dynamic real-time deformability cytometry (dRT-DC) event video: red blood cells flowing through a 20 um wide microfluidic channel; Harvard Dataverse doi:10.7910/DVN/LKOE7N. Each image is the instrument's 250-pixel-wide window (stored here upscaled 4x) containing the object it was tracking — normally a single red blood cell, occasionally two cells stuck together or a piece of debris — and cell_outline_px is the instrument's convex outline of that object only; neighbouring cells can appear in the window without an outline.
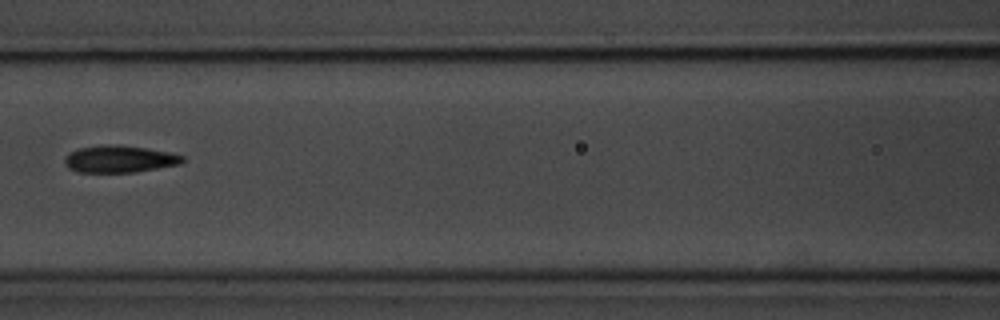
{"species": "common noctule bat (a hibernating species)", "species_latin": "Nyctalus noctula", "temperature_condition": "room temperature", "stored_images_in_passage": 7, "camera_frame_rate_fps": 3000, "um_per_image_px": 0.085, "animal": {"sex": "male", "body_mass_g": 20.1, "forearm_length_mm": 53.5}, "frame": {"image": 1, "passage_image": 7, "time_ms": 7.0, "image_size_px": [1000, 320], "cell_outline_px": [[184, 160], [180, 164], [136, 172], [80, 172], [68, 168], [64, 164], [64, 160], [68, 152], [80, 148], [104, 144], [120, 144], [168, 152], [184, 156]], "centroid_in_image_um": [10.13, 13.51], "position_along_channel_um": 156.5, "area_um2": 18.61}}